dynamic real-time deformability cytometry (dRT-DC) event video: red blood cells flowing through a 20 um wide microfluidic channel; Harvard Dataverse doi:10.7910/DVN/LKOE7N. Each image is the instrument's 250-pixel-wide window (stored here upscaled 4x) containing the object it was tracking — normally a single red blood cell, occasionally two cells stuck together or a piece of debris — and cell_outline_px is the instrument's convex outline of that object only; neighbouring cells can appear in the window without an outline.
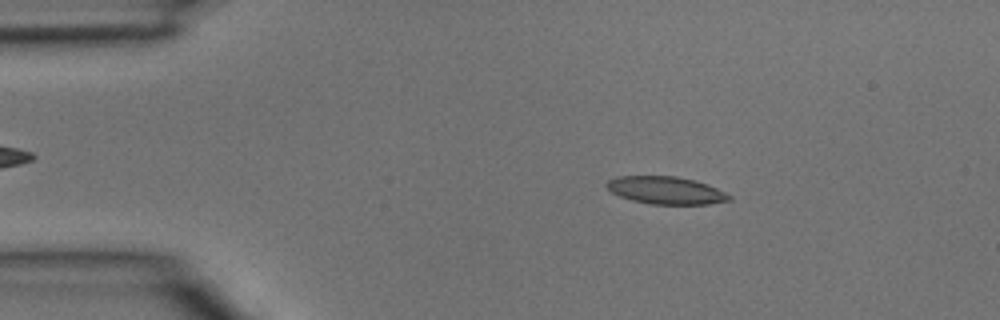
{"species": "common noctule bat (a hibernating species)", "species_latin": "Nyctalus noctula", "temperature_condition": "room temperature", "stored_images_in_passage": 2, "camera_frame_rate_fps": 3000, "um_per_image_px": 0.085, "animal": {"sex": "male", "body_mass_g": 15.6}, "frame": {"image": 1, "passage_image": 1, "time_ms": 0.0, "image_size_px": [1000, 320], "cell_outline_px": [[732, 200], [708, 204], [652, 204], [632, 200], [620, 196], [612, 192], [604, 184], [608, 180], [616, 176], [676, 176], [696, 180], [708, 184], [732, 196]], "centroid_in_image_um": [56.61, 16.17], "position_along_channel_um": 28.4, "area_um2": 19.71}}